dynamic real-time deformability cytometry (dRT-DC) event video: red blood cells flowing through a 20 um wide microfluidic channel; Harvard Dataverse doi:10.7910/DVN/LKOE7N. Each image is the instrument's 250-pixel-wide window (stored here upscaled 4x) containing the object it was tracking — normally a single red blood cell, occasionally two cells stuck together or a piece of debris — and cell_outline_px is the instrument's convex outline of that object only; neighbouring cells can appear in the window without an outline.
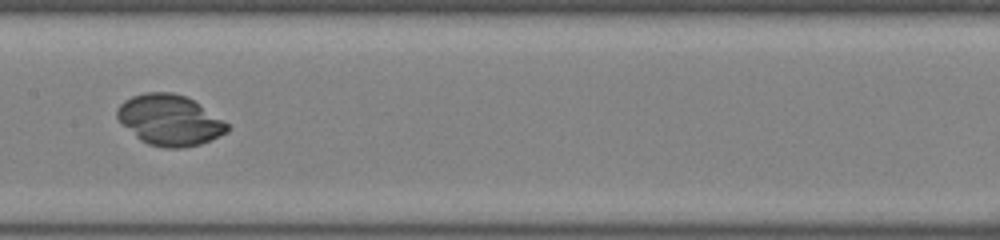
{"species": "common noctule bat (a hibernating species)", "species_latin": "Nyctalus noctula", "temperature_condition": "room temperature", "stored_images_in_passage": 53, "camera_frame_rate_fps": 3000, "um_per_image_px": 0.085, "animal": {"sex": "female", "body_mass_g": 22.0, "forearm_length_mm": 56.7}, "frame": {"image": 1, "passage_image": 31, "time_ms": 10.0, "image_size_px": [1000, 240], "cell_outline_px": [[228, 132], [200, 144], [180, 148], [164, 148], [148, 144], [140, 140], [116, 116], [116, 108], [124, 100], [132, 96], [144, 92], [172, 92], [184, 96], [192, 100], [224, 120], [228, 124]], "centroid_in_image_um": [14.41, 10.21], "position_along_channel_um": 193.0, "area_um2": 32.19}}
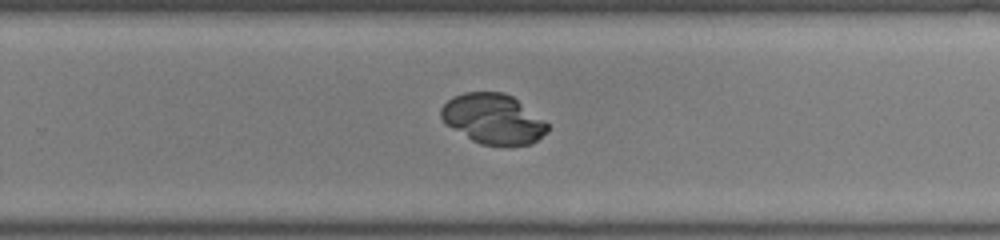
{"frame": {"image": 2, "passage_image": 38, "time_ms": 12.333, "image_size_px": [1000, 240], "cell_outline_px": [[548, 132], [532, 144], [480, 144], [472, 140], [444, 124], [440, 116], [440, 108], [452, 96], [464, 92], [504, 92], [512, 96], [544, 120], [548, 124]], "centroid_in_image_um": [41.88, 10.09], "position_along_channel_um": 287.9, "area_um2": 30.92}}
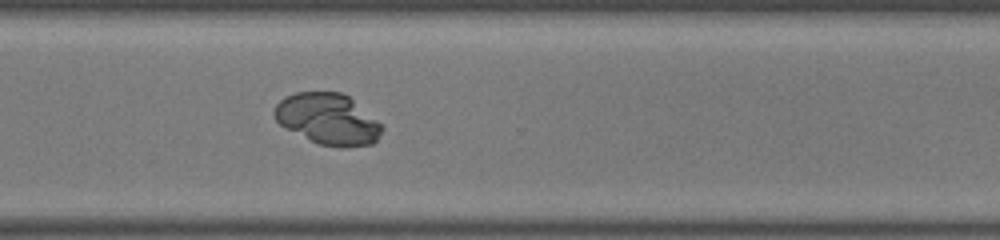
{"frame": {"image": 3, "passage_image": 42, "time_ms": 13.667, "image_size_px": [1000, 240], "cell_outline_px": [[384, 128], [376, 140], [372, 144], [344, 148], [340, 148], [320, 144], [280, 124], [276, 120], [272, 112], [276, 104], [284, 96], [296, 92], [340, 92], [348, 96], [376, 120]], "centroid_in_image_um": [27.85, 10.11], "position_along_channel_um": 342.7, "area_um2": 31.62}}